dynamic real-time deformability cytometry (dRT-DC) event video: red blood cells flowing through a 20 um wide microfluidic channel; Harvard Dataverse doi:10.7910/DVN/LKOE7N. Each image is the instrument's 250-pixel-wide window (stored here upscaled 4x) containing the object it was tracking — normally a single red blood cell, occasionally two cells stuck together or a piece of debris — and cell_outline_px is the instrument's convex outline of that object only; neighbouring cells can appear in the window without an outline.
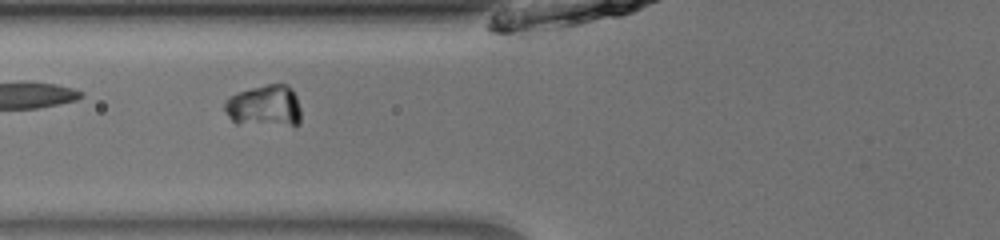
{"species": "common noctule bat (a hibernating species)", "species_latin": "Nyctalus noctula", "temperature_condition": "room temperature", "stored_images_in_passage": 54, "camera_frame_rate_fps": 3000, "um_per_image_px": 0.085, "animal": {"sex": "male", "body_mass_g": 13.0, "forearm_length_mm": 53.1}, "frame": {"image": 1, "passage_image": 24, "time_ms": 7.667, "image_size_px": [1000, 240], "cell_outline_px": [[300, 124], [296, 128], [236, 124], [228, 116], [224, 108], [224, 104], [228, 96], [236, 92], [268, 84], [288, 84], [292, 88], [296, 96], [300, 108]], "centroid_in_image_um": [22.51, 9.06], "position_along_channel_um": 103.3, "area_um2": 19.54}}
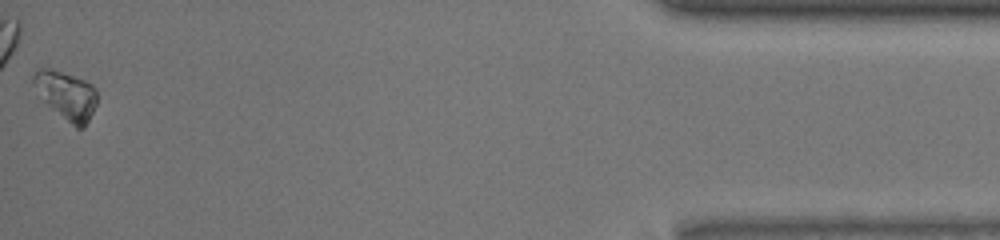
{"frame": {"image": 2, "passage_image": 54, "time_ms": 17.667, "image_size_px": [1000, 240], "cell_outline_px": [[96, 104], [84, 128], [76, 128], [40, 100], [36, 96], [32, 80], [32, 76], [40, 68], [48, 68], [84, 80], [92, 84], [96, 88]], "centroid_in_image_um": [5.59, 8.11], "position_along_channel_um": 429.6, "area_um2": 17.92}}